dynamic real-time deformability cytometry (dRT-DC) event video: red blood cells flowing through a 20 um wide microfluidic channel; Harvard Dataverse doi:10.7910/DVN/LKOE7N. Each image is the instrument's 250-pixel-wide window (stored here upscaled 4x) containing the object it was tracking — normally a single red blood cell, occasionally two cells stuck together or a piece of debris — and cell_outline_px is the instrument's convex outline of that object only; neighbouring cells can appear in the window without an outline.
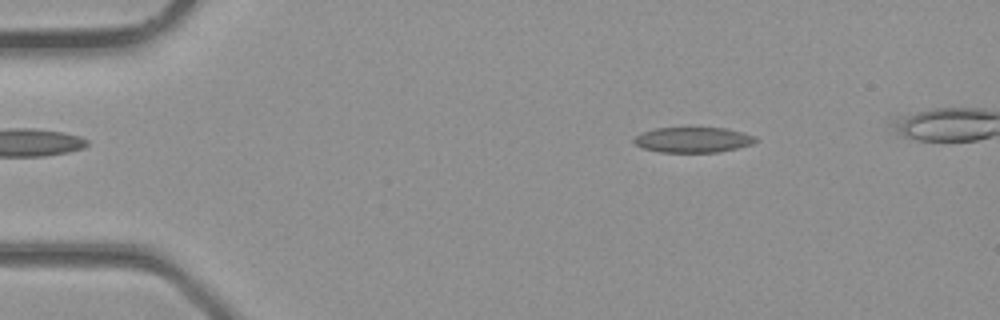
{"species": "common noctule bat (a hibernating species)", "species_latin": "Nyctalus noctula", "temperature_condition": "room temperature", "stored_images_in_passage": 3, "camera_frame_rate_fps": 3000, "um_per_image_px": 0.085, "animal": {"sex": "male", "body_mass_g": 23.1, "forearm_length_mm": 52.7}, "frame": {"image": 1, "passage_image": 1, "time_ms": 0.0, "image_size_px": [1000, 320], "cell_outline_px": [[756, 140], [752, 144], [720, 152], [660, 152], [644, 148], [636, 144], [632, 140], [640, 132], [656, 128], [724, 128], [744, 132], [756, 136]], "centroid_in_image_um": [58.9, 11.88], "position_along_channel_um": 26.1, "area_um2": 17.92}}